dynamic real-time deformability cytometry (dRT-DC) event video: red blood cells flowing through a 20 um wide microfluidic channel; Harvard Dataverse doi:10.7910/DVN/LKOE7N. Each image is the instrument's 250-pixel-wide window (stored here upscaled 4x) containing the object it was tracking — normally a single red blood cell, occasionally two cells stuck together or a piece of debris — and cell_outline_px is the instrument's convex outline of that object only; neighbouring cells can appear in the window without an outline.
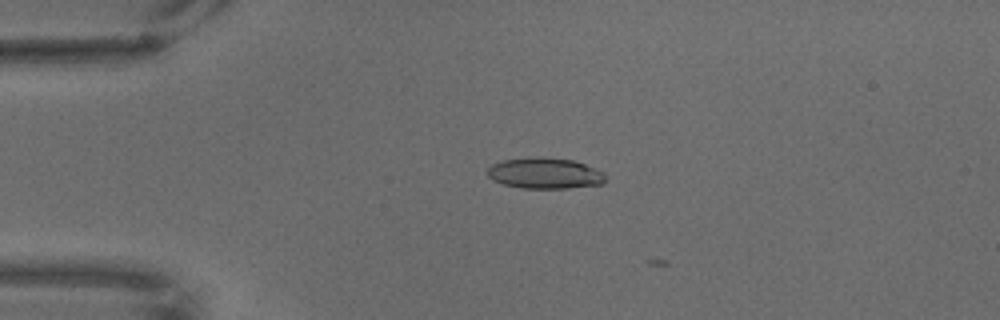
{"species": "common noctule bat (a hibernating species)", "species_latin": "Nyctalus noctula", "temperature_condition": "warm", "stored_images_in_passage": 10, "camera_frame_rate_fps": 3000, "um_per_image_px": 0.085, "animal": {"sex": "male", "body_mass_g": 18.8}, "frame": {"image": 1, "passage_image": 9, "time_ms": 2.667, "image_size_px": [1000, 320], "cell_outline_px": [[604, 180], [600, 184], [568, 188], [520, 188], [504, 184], [492, 180], [488, 176], [488, 168], [492, 164], [504, 160], [536, 156], [540, 156], [572, 160], [596, 168], [604, 172]], "centroid_in_image_um": [46.29, 14.72], "position_along_channel_um": 38.7, "area_um2": 21.21}}